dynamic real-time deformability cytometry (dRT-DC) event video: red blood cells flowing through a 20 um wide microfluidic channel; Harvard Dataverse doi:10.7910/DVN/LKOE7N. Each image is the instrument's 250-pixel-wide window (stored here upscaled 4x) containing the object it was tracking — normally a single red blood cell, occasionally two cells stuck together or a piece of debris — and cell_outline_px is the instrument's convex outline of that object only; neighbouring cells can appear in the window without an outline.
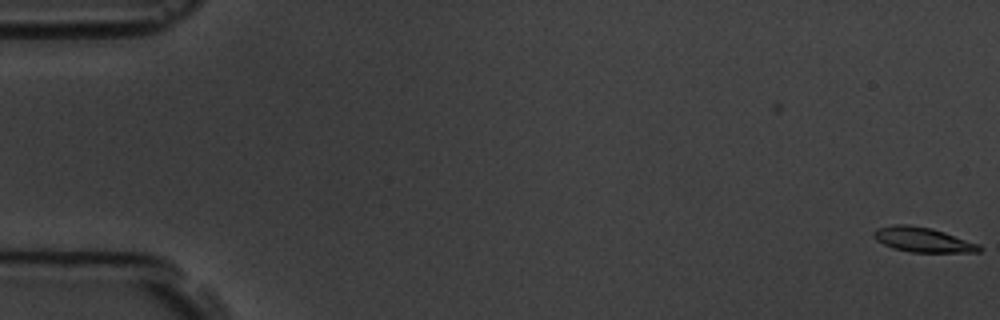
{"species": "common noctule bat (a hibernating species)", "species_latin": "Nyctalus noctula", "temperature_condition": "room temperature", "stored_images_in_passage": 6, "camera_frame_rate_fps": 3000, "um_per_image_px": 0.085, "animal": {"sex": "male", "body_mass_g": 19.5, "forearm_length_mm": 54.6}, "frame": {"image": 1, "passage_image": 1, "time_ms": 0.0, "image_size_px": [1000, 320], "cell_outline_px": [[980, 252], [912, 252], [892, 248], [876, 240], [872, 236], [872, 232], [876, 228], [892, 224], [908, 224], [932, 228], [980, 244]], "centroid_in_image_um": [78.39, 20.36], "position_along_channel_um": 6.6, "area_um2": 15.32}}
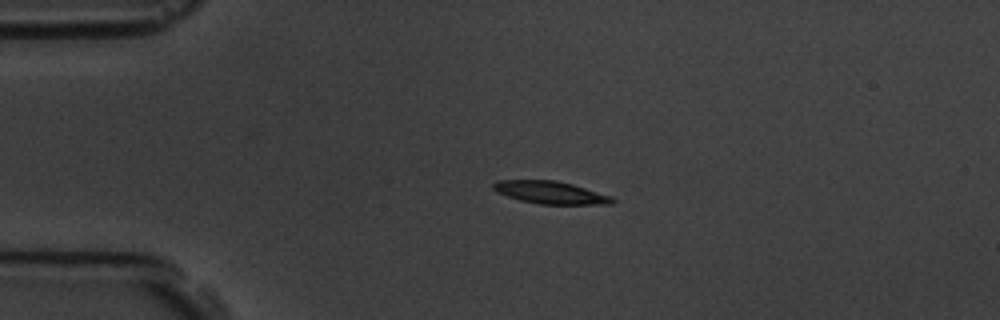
{"frame": {"image": 2, "passage_image": 5, "time_ms": 4.333, "image_size_px": [1000, 320], "cell_outline_px": [[616, 200], [612, 204], [540, 204], [520, 200], [496, 192], [492, 188], [492, 184], [496, 180], [556, 180], [572, 184], [612, 196]], "centroid_in_image_um": [46.78, 16.36], "position_along_channel_um": 38.2, "area_um2": 15.66}}